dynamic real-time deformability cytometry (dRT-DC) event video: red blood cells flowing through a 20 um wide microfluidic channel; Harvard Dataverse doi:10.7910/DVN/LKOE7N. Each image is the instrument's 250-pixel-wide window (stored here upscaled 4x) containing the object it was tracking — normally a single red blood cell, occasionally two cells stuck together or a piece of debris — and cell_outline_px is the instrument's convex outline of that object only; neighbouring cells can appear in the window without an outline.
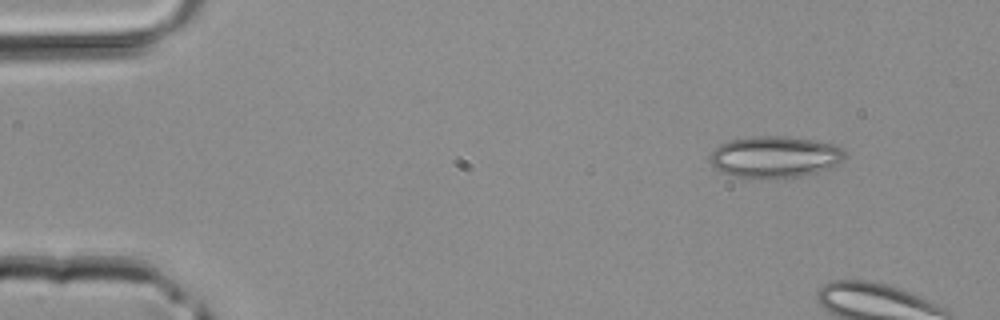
{"species": "common noctule bat (a hibernating species)", "species_latin": "Nyctalus noctula", "temperature_condition": "room temperature", "stored_images_in_passage": 6, "camera_frame_rate_fps": 3000, "um_per_image_px": 0.085, "animal": {"sex": "male", "body_mass_g": 20.4}, "frame": {"image": 1, "passage_image": 2, "time_ms": 0.333, "image_size_px": [1000, 320], "cell_outline_px": [[844, 160], [840, 164], [832, 168], [800, 176], [732, 176], [720, 172], [708, 160], [708, 156], [720, 144], [728, 140], [756, 136], [784, 136], [812, 140], [836, 144], [844, 152]], "centroid_in_image_um": [65.86, 13.31], "position_along_channel_um": 19.1, "area_um2": 32.25}}